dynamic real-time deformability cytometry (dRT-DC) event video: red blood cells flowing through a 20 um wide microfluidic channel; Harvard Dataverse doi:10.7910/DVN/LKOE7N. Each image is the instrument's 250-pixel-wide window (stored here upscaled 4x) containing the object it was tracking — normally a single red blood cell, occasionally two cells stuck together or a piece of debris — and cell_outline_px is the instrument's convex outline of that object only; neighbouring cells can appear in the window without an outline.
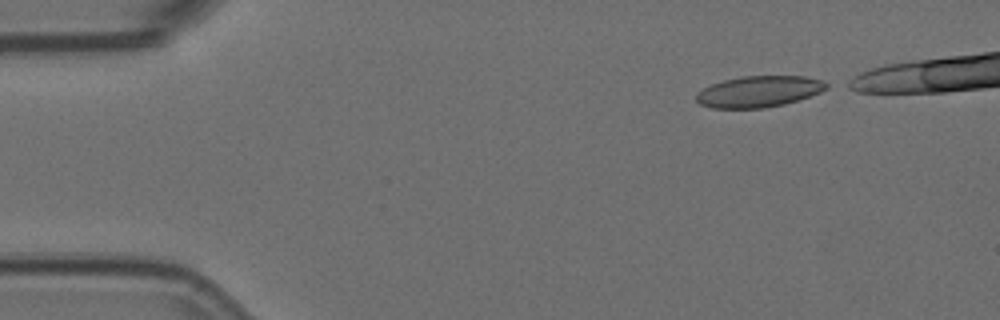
{"species": "Egyptian fruit bat (a non-hibernating species)", "species_latin": "Rousettus aegyptiacus", "temperature_condition": "room temperature", "stored_images_in_passage": 2, "camera_frame_rate_fps": 3000, "um_per_image_px": 0.085, "animal": {"sex": "female"}, "frame": {"image": 1, "passage_image": 2, "time_ms": 0.333, "image_size_px": [1000, 320], "cell_outline_px": [[832, 84], [828, 88], [820, 92], [784, 104], [764, 108], [712, 108], [700, 104], [696, 100], [696, 92], [712, 84], [724, 80], [740, 76], [804, 76], [824, 80]], "centroid_in_image_um": [64.53, 7.77], "position_along_channel_um": 20.5, "area_um2": 23.76}}